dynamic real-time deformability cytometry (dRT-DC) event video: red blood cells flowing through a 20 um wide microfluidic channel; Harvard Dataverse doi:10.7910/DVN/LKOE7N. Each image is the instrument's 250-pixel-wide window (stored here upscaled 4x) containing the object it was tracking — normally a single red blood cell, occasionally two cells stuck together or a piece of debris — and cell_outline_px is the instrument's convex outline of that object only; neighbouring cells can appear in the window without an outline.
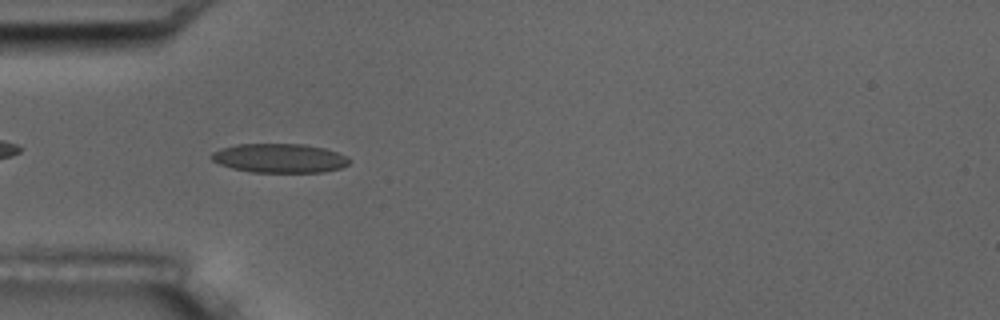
{"species": "common noctule bat (a hibernating species)", "species_latin": "Nyctalus noctula", "temperature_condition": "room temperature", "stored_images_in_passage": 6, "camera_frame_rate_fps": 3000, "um_per_image_px": 0.085, "animal": {"sex": "male", "body_mass_g": 17.5, "forearm_length_mm": 52.3}, "frame": {"image": 1, "passage_image": 5, "time_ms": 5.333, "image_size_px": [1000, 320], "cell_outline_px": [[352, 160], [348, 164], [340, 168], [324, 172], [252, 172], [232, 168], [220, 164], [212, 160], [212, 152], [220, 148], [236, 144], [304, 144], [324, 148], [348, 156]], "centroid_in_image_um": [23.78, 13.44], "position_along_channel_um": 61.2, "area_um2": 23.41}}